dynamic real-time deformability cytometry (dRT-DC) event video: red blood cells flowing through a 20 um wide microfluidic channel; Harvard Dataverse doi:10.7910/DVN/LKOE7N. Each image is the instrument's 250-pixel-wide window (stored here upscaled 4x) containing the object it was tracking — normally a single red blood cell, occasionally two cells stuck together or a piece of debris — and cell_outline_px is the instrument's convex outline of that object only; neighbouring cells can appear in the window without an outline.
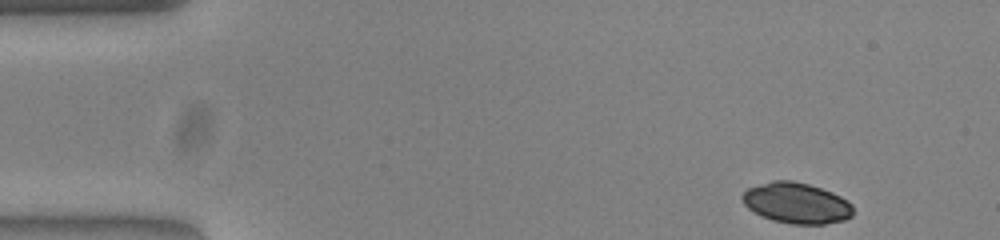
{"species": "common noctule bat (a hibernating species)", "species_latin": "Nyctalus noctula", "temperature_condition": "warm", "stored_images_in_passage": 49, "camera_frame_rate_fps": 3000, "um_per_image_px": 0.085, "animal": {"sex": "female", "body_mass_g": 23.0, "forearm_length_mm": 53.4}, "frame": {"image": 1, "passage_image": 1, "time_ms": 0.0, "image_size_px": [1000, 240], "cell_outline_px": [[852, 216], [844, 220], [824, 224], [792, 224], [772, 220], [748, 208], [744, 204], [740, 196], [748, 188], [772, 180], [792, 180], [808, 184], [832, 192], [848, 200], [852, 204]], "centroid_in_image_um": [67.71, 17.25], "position_along_channel_um": 17.3, "area_um2": 26.24}}
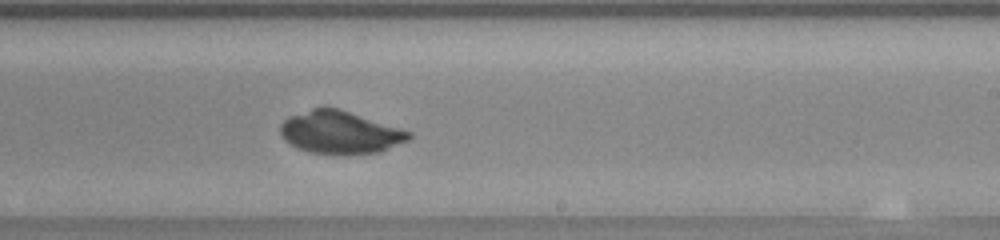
{"frame": {"image": 2, "passage_image": 28, "time_ms": 9.0, "image_size_px": [1000, 240], "cell_outline_px": [[412, 136], [408, 140], [380, 152], [344, 156], [336, 156], [308, 152], [296, 148], [284, 140], [280, 132], [280, 124], [288, 116], [312, 108], [340, 108], [412, 132]], "centroid_in_image_um": [28.89, 11.28], "position_along_channel_um": 260.1, "area_um2": 32.54}}
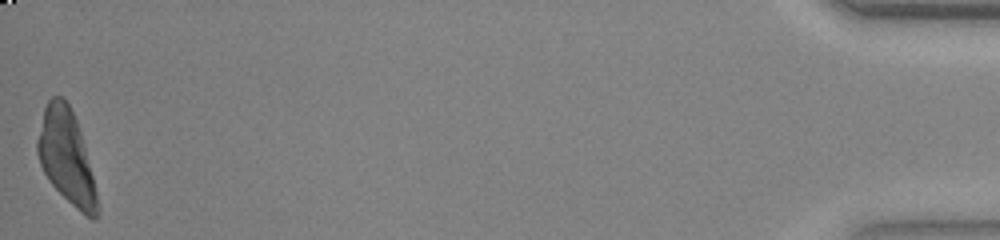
{"frame": {"image": 3, "passage_image": 49, "time_ms": 16.0, "image_size_px": [1000, 240], "cell_outline_px": [[100, 212], [92, 220], [80, 212], [52, 184], [44, 172], [40, 164], [36, 152], [36, 140], [44, 108], [48, 100], [52, 96], [64, 96], [76, 120], [80, 132], [100, 204]], "centroid_in_image_um": [5.64, 13.34], "position_along_channel_um": 429.6, "area_um2": 32.37}}